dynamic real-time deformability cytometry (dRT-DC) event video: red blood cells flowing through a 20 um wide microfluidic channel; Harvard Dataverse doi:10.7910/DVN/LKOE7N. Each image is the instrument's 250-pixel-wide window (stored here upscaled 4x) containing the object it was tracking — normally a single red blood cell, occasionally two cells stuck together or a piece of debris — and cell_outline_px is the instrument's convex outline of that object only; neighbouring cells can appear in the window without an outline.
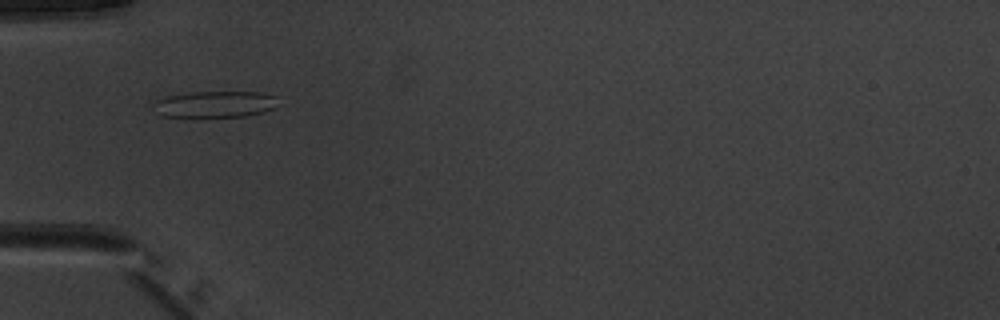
{"species": "common noctule bat (a hibernating species)", "species_latin": "Nyctalus noctula", "temperature_condition": "warm", "stored_images_in_passage": 51, "camera_frame_rate_fps": 3000, "um_per_image_px": 0.085, "animal": {"sex": "male", "body_mass_g": 20.1, "forearm_length_mm": 53.5}, "frame": {"image": 1, "passage_image": 17, "time_ms": 5.333, "image_size_px": [1000, 320], "cell_outline_px": [[280, 96], [272, 108], [264, 112], [244, 116], [160, 116], [152, 104], [156, 100], [168, 96], [192, 92], [264, 92]], "centroid_in_image_um": [18.31, 8.84], "position_along_channel_um": 66.7, "area_um2": 19.02}}
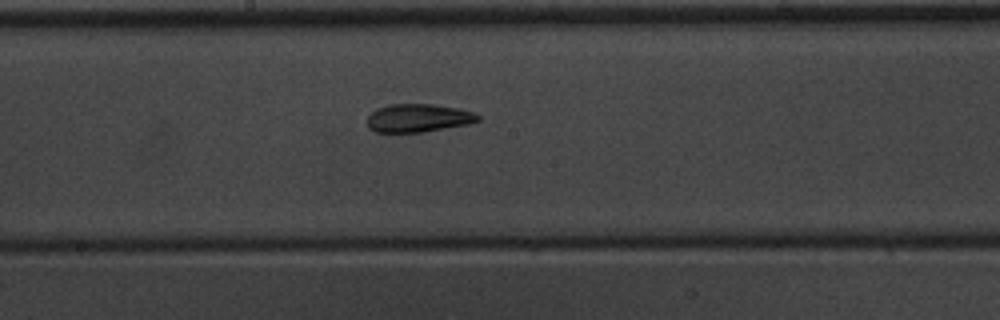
{"frame": {"image": 2, "passage_image": 28, "time_ms": 9.0, "image_size_px": [1000, 320], "cell_outline_px": [[480, 120], [468, 124], [424, 132], [376, 132], [368, 128], [368, 116], [376, 108], [388, 104], [432, 104], [460, 108], [476, 112], [480, 116]], "centroid_in_image_um": [35.58, 10.02], "position_along_channel_um": 212.6, "area_um2": 18.38}}
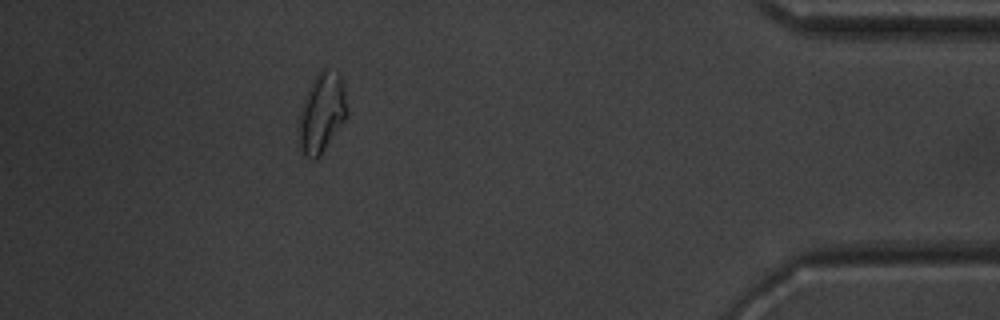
{"frame": {"image": 3, "passage_image": 46, "time_ms": 15.0, "image_size_px": [1000, 320], "cell_outline_px": [[348, 116], [320, 156], [316, 160], [312, 160], [304, 156], [300, 152], [296, 128], [300, 108], [304, 96], [312, 80], [320, 68], [324, 68], [340, 76], [344, 84], [348, 112]], "centroid_in_image_um": [27.31, 9.64], "position_along_channel_um": 407.9, "area_um2": 23.18}, "authors_computed_cell_mechanics": {"area_um2": 19.5364, "velocity_mm_per_s": 4.002, "shape_relaxation_time_tau1_ms": 7.5975, "shape_relaxation_time_tau2_ms": 1.4959, "deformation_change_tau1": 0.1963, "deformation_change_tau2": 0.0718}}